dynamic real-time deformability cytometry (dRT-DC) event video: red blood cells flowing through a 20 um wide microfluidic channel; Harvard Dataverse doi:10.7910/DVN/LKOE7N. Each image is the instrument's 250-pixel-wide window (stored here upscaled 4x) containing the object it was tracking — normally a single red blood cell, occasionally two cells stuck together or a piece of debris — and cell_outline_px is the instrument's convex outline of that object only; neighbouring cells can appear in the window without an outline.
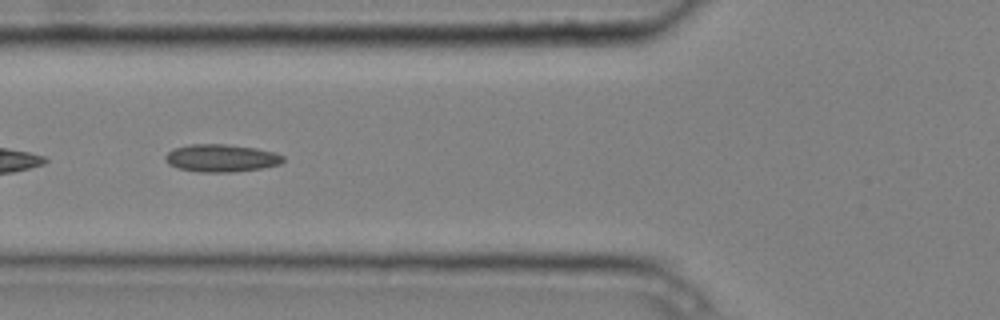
{"species": "common noctule bat (a hibernating species)", "species_latin": "Nyctalus noctula", "temperature_condition": "cold", "stored_images_in_passage": 9, "camera_frame_rate_fps": 3000, "um_per_image_px": 0.085, "animal": {"sex": "male", "body_mass_g": 20.4}, "frame": {"image": 1, "passage_image": 6, "time_ms": 1.667, "image_size_px": [1000, 320], "cell_outline_px": [[284, 160], [280, 164], [260, 168], [232, 172], [200, 172], [176, 168], [168, 164], [164, 156], [172, 148], [188, 144], [224, 144], [256, 148], [276, 152], [284, 156]], "centroid_in_image_um": [18.78, 13.43], "position_along_channel_um": 107.0, "area_um2": 19.07}}
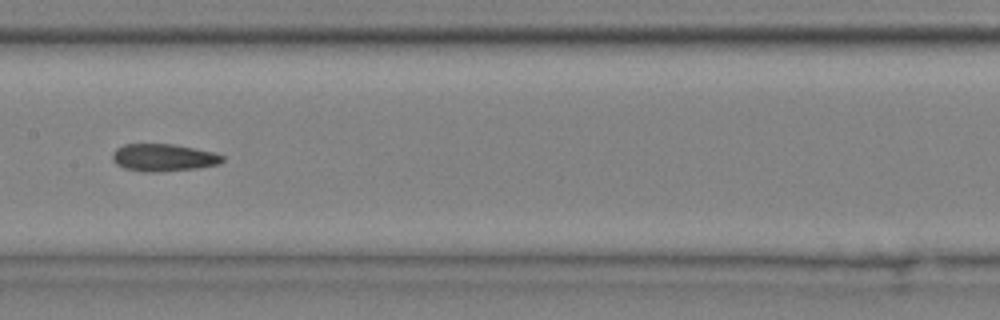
{"frame": {"image": 2, "passage_image": 8, "time_ms": 2.333, "image_size_px": [1000, 320], "cell_outline_px": [[224, 160], [220, 164], [196, 168], [160, 172], [144, 172], [124, 168], [116, 164], [112, 160], [112, 152], [116, 148], [124, 144], [172, 144], [196, 148], [216, 152], [224, 156]], "centroid_in_image_um": [13.9, 13.39], "position_along_channel_um": 193.5, "area_um2": 17.8}}
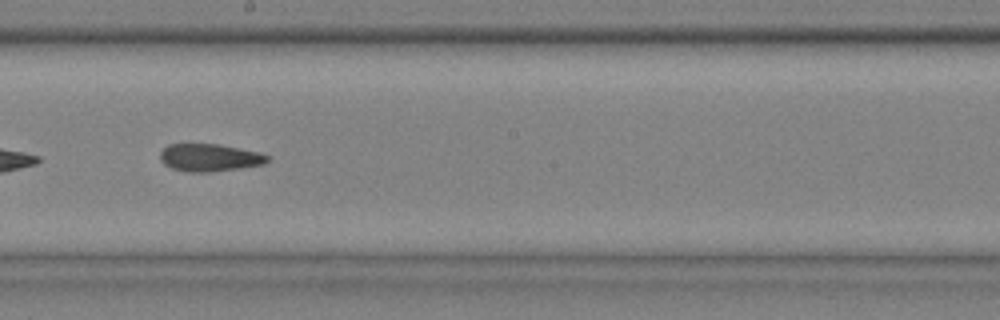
{"frame": {"image": 3, "passage_image": 9, "time_ms": 2.667, "image_size_px": [1000, 320], "cell_outline_px": [[268, 160], [264, 164], [240, 168], [208, 172], [188, 172], [172, 168], [164, 164], [160, 160], [160, 152], [168, 144], [216, 144], [260, 152], [268, 156]], "centroid_in_image_um": [17.79, 13.4], "position_along_channel_um": 230.4, "area_um2": 17.11}}